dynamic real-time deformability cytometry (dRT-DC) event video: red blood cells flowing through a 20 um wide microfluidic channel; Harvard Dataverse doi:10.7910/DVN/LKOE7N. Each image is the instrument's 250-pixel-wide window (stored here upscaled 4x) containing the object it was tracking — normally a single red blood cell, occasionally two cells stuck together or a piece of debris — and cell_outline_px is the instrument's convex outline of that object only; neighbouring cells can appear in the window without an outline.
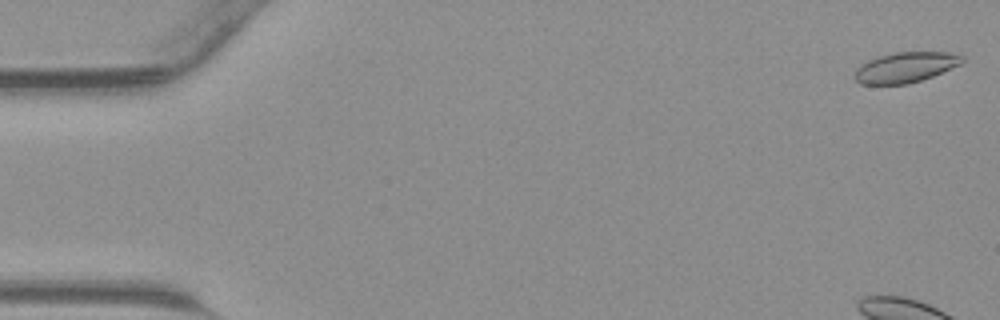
{"species": "common noctule bat (a hibernating species)", "species_latin": "Nyctalus noctula", "temperature_condition": "warm", "stored_images_in_passage": 45, "camera_frame_rate_fps": 3000, "um_per_image_px": 0.085, "animal": {"sex": "male", "body_mass_g": 23.1, "forearm_length_mm": 52.7}, "frame": {"image": 1, "passage_image": 1, "time_ms": 0.0, "image_size_px": [1000, 320], "cell_outline_px": [[964, 60], [960, 64], [932, 76], [908, 84], [860, 84], [852, 76], [856, 68], [868, 60], [880, 56], [896, 52], [948, 52], [964, 56]], "centroid_in_image_um": [76.93, 5.72], "position_along_channel_um": 8.1, "area_um2": 18.9}}